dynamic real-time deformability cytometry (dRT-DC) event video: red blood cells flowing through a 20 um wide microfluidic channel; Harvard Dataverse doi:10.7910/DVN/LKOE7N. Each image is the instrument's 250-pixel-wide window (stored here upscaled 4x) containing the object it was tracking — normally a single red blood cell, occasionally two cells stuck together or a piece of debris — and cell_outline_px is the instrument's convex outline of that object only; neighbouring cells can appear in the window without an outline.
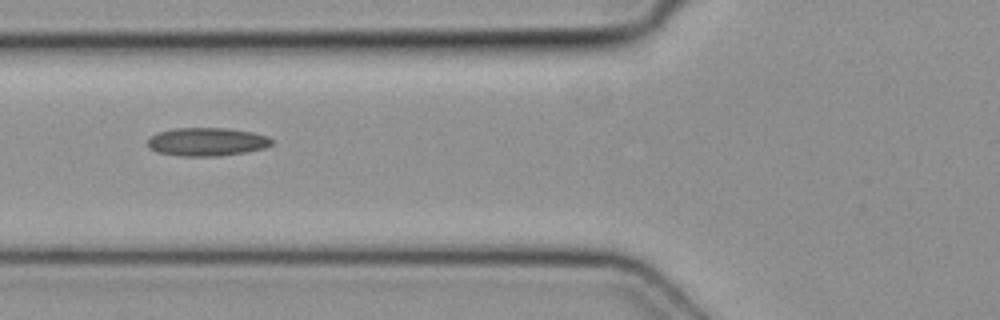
{"species": "common noctule bat (a hibernating species)", "species_latin": "Nyctalus noctula", "temperature_condition": "cold", "stored_images_in_passage": 6, "camera_frame_rate_fps": 3000, "um_per_image_px": 0.085, "animal": {"sex": "female", "body_mass_g": 19.3, "forearm_length_mm": 54.1}, "frame": {"image": 1, "passage_image": 5, "time_ms": 1.333, "image_size_px": [1000, 320], "cell_outline_px": [[272, 144], [264, 148], [244, 152], [220, 156], [180, 156], [156, 152], [148, 148], [148, 140], [152, 136], [160, 132], [176, 128], [228, 128], [252, 132], [268, 136], [272, 140]], "centroid_in_image_um": [17.59, 12.06], "position_along_channel_um": 108.2, "area_um2": 20.4}}
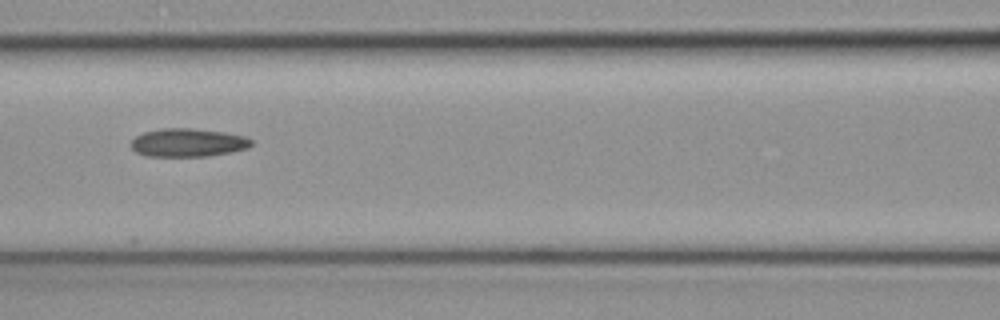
{"frame": {"image": 2, "passage_image": 6, "time_ms": 1.667, "image_size_px": [1000, 320], "cell_outline_px": [[252, 144], [248, 148], [232, 152], [208, 156], [144, 156], [136, 152], [132, 148], [132, 140], [136, 136], [144, 132], [160, 128], [192, 128], [224, 132], [244, 136], [252, 140]], "centroid_in_image_um": [15.98, 12.12], "position_along_channel_um": 150.6, "area_um2": 19.88}}